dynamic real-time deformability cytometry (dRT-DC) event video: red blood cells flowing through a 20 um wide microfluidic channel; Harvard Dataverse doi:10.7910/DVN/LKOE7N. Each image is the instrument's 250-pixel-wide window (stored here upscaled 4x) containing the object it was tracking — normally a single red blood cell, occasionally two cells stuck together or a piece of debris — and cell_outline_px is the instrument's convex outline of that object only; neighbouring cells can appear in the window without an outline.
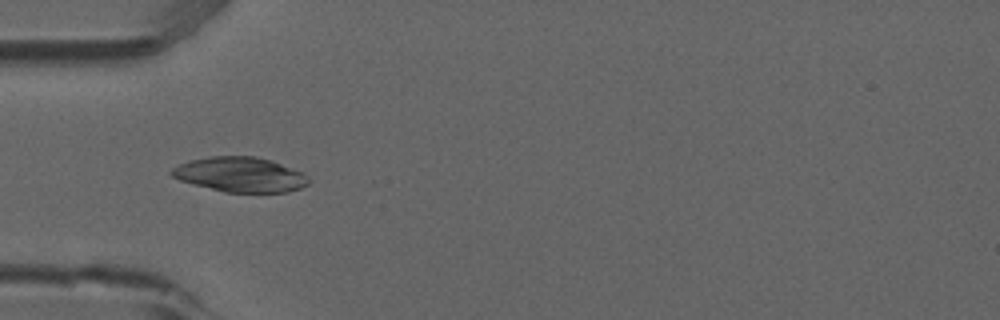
{"species": "common noctule bat (a hibernating species)", "species_latin": "Nyctalus noctula", "temperature_condition": "room temperature", "stored_images_in_passage": 6, "camera_frame_rate_fps": 3000, "um_per_image_px": 0.085, "animal": {"sex": "male", "forearm_length_mm": 52.5}, "frame": {"image": 1, "passage_image": 3, "time_ms": 0.667, "image_size_px": [1000, 320], "cell_outline_px": [[312, 180], [308, 184], [300, 188], [288, 192], [224, 192], [192, 184], [180, 180], [172, 176], [168, 172], [172, 168], [188, 160], [212, 156], [256, 156], [272, 160], [304, 172]], "centroid_in_image_um": [20.44, 14.83], "position_along_channel_um": 64.6, "area_um2": 28.15}}
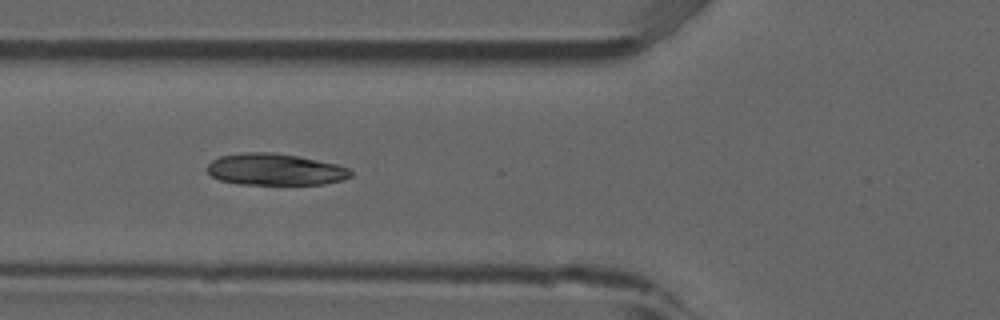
{"frame": {"image": 2, "passage_image": 4, "time_ms": 1.0, "image_size_px": [1000, 320], "cell_outline_px": [[352, 176], [344, 180], [324, 184], [236, 184], [220, 180], [212, 176], [204, 168], [212, 160], [220, 156], [244, 152], [272, 152], [296, 156], [336, 164], [352, 168]], "centroid_in_image_um": [23.38, 14.41], "position_along_channel_um": 102.4, "area_um2": 26.65}}
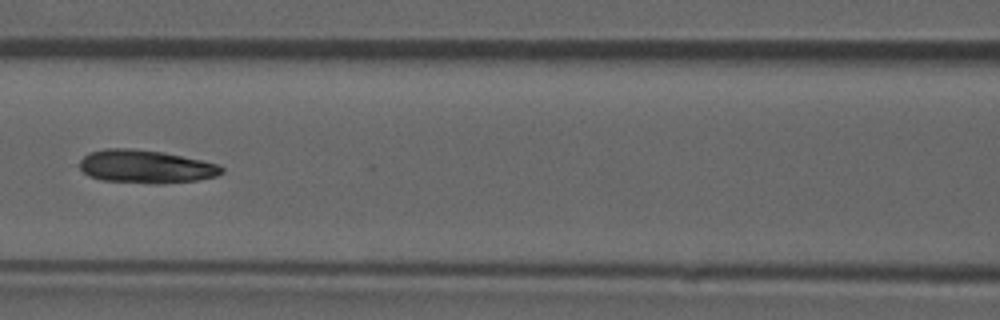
{"frame": {"image": 3, "passage_image": 5, "time_ms": 1.333, "image_size_px": [1000, 320], "cell_outline_px": [[224, 172], [216, 176], [196, 180], [164, 184], [152, 184], [100, 180], [88, 176], [80, 168], [80, 160], [88, 152], [104, 148], [132, 148], [164, 152], [220, 164], [224, 168]], "centroid_in_image_um": [12.39, 14.16], "position_along_channel_um": 154.2, "area_um2": 27.86}}